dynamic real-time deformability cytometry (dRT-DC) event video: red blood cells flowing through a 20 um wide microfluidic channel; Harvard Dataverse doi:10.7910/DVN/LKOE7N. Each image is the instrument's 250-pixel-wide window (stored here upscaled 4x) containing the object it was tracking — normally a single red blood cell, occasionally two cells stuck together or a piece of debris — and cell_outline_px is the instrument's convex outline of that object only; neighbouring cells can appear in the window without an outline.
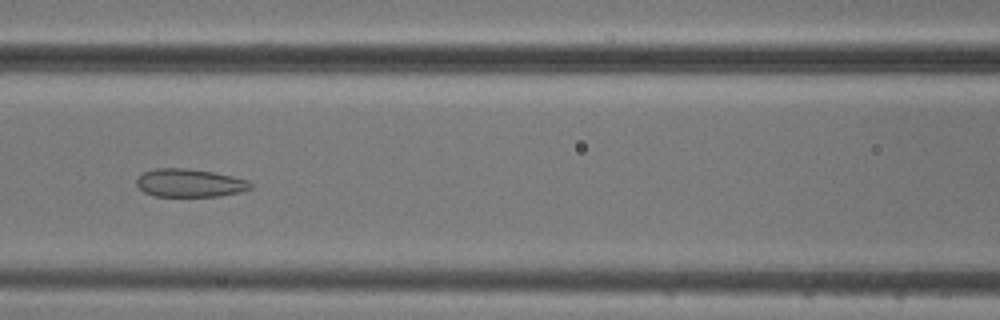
{"species": "common noctule bat (a hibernating species)", "species_latin": "Nyctalus noctula", "temperature_condition": "cold", "stored_images_in_passage": 7, "camera_frame_rate_fps": 3000, "um_per_image_px": 0.085, "animal": {"sex": "male", "body_mass_g": 20.5, "forearm_length_mm": 52.5}, "frame": {"image": 1, "passage_image": 7, "time_ms": 7.0, "image_size_px": [1000, 320], "cell_outline_px": [[252, 188], [240, 192], [220, 196], [156, 196], [144, 192], [136, 184], [136, 180], [144, 172], [156, 168], [184, 168], [212, 172], [232, 176], [248, 180], [252, 184]], "centroid_in_image_um": [16.13, 15.55], "position_along_channel_um": 150.5, "area_um2": 18.55}}